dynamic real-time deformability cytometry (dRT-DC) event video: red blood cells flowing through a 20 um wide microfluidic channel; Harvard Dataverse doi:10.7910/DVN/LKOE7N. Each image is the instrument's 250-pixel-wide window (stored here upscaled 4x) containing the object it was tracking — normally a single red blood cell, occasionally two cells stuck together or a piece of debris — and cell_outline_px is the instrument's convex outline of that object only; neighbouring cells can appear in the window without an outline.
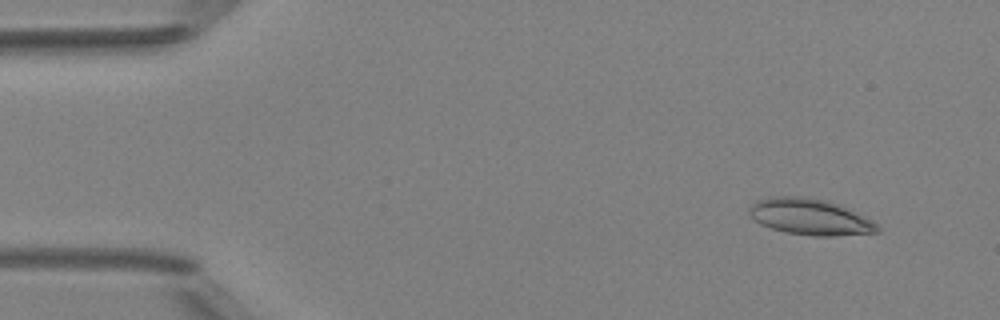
{"species": "Egyptian fruit bat (a non-hibernating species)", "species_latin": "Rousettus aegyptiacus", "temperature_condition": "room temperature", "stored_images_in_passage": 5, "camera_frame_rate_fps": 3000, "um_per_image_px": 0.085, "animal": {"sex": "female"}, "frame": {"image": 1, "passage_image": 1, "time_ms": 0.0, "image_size_px": [1000, 320], "cell_outline_px": [[880, 232], [836, 236], [812, 236], [784, 232], [760, 224], [748, 216], [748, 208], [756, 200], [768, 196], [804, 196], [828, 200], [852, 208], [872, 220], [880, 228]], "centroid_in_image_um": [68.85, 18.42], "position_along_channel_um": 16.1, "area_um2": 27.74}}
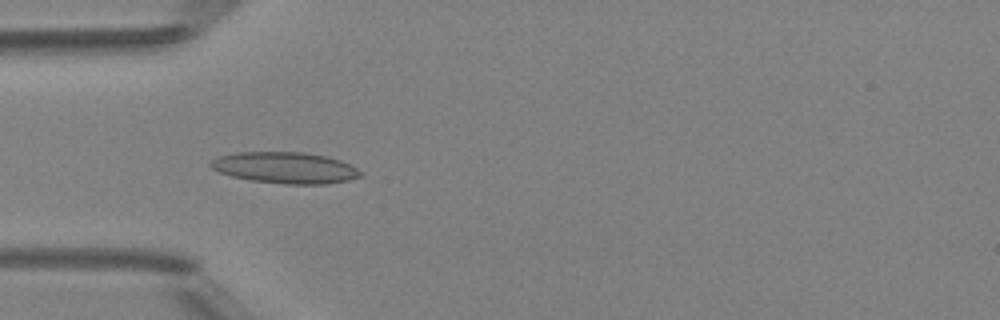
{"frame": {"image": 2, "passage_image": 4, "time_ms": 3.667, "image_size_px": [1000, 320], "cell_outline_px": [[364, 172], [360, 176], [348, 180], [328, 184], [284, 184], [252, 180], [232, 176], [220, 172], [212, 168], [208, 164], [212, 160], [220, 156], [236, 152], [304, 152], [324, 156], [340, 160]], "centroid_in_image_um": [24.25, 14.26], "position_along_channel_um": 60.8, "area_um2": 27.17}}
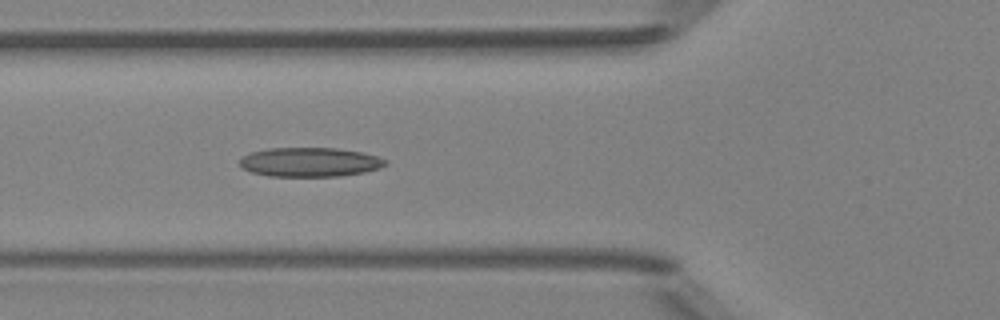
{"frame": {"image": 3, "passage_image": 5, "time_ms": 4.667, "image_size_px": [1000, 320], "cell_outline_px": [[388, 164], [380, 168], [364, 172], [340, 176], [268, 176], [252, 172], [244, 168], [240, 164], [240, 160], [244, 156], [252, 152], [268, 148], [336, 148], [364, 152], [388, 160]], "centroid_in_image_um": [26.39, 13.77], "position_along_channel_um": 99.4, "area_um2": 24.8}}